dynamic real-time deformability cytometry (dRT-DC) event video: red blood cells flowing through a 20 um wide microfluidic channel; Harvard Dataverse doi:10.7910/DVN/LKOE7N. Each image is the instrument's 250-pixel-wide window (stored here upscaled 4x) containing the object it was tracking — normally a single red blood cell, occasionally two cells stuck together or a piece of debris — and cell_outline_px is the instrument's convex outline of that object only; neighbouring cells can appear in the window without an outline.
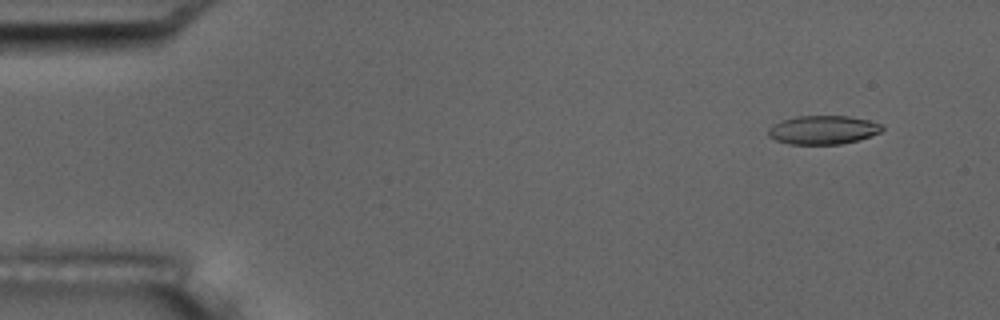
{"species": "common noctule bat (a hibernating species)", "species_latin": "Nyctalus noctula", "temperature_condition": "room temperature", "stored_images_in_passage": 11, "camera_frame_rate_fps": 3000, "um_per_image_px": 0.085, "animal": {"sex": "male", "body_mass_g": 17.5, "forearm_length_mm": 52.3}, "frame": {"image": 1, "passage_image": 5, "time_ms": 1.333, "image_size_px": [1000, 320], "cell_outline_px": [[884, 128], [880, 132], [856, 140], [840, 144], [788, 144], [776, 140], [768, 136], [768, 128], [772, 124], [780, 120], [796, 116], [848, 116], [868, 120], [880, 124]], "centroid_in_image_um": [69.89, 11.03], "position_along_channel_um": 15.1, "area_um2": 18.96}}